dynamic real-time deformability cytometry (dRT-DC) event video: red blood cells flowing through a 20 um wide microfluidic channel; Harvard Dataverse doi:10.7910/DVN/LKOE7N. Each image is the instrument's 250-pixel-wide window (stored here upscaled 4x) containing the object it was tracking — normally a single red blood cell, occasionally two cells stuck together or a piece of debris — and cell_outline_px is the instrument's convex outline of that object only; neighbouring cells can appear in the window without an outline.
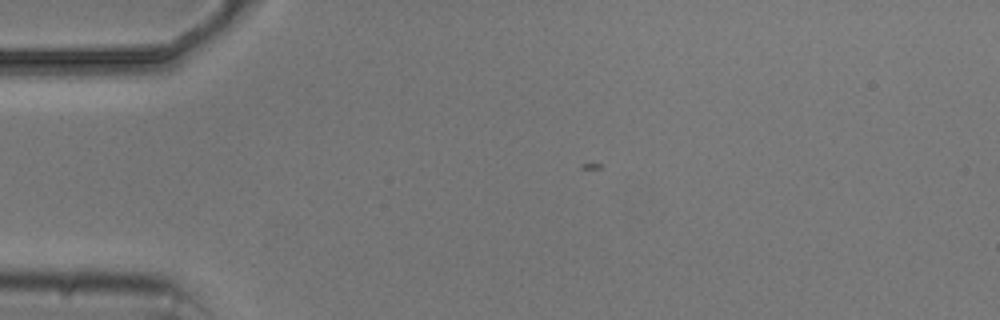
{"species": "common noctule bat (a hibernating species)", "species_latin": "Nyctalus noctula", "temperature_condition": "cold", "stored_images_in_passage": 2, "camera_frame_rate_fps": 3000, "um_per_image_px": 0.085, "animal": {"sex": "male", "body_mass_g": 20.5, "forearm_length_mm": 52.5}, "frame": {"image": 1, "passage_image": 1, "time_ms": 0.0, "image_size_px": [1000, 320], "cell_outline_px": [[160, 60], [132, 72], [112, 80], [68, 80], [44, 72], [36, 60], [88, 52], [152, 52], [160, 56]], "centroid_in_image_um": [8.25, 5.52], "position_along_channel_um": 76.8, "area_um2": 18.55}}